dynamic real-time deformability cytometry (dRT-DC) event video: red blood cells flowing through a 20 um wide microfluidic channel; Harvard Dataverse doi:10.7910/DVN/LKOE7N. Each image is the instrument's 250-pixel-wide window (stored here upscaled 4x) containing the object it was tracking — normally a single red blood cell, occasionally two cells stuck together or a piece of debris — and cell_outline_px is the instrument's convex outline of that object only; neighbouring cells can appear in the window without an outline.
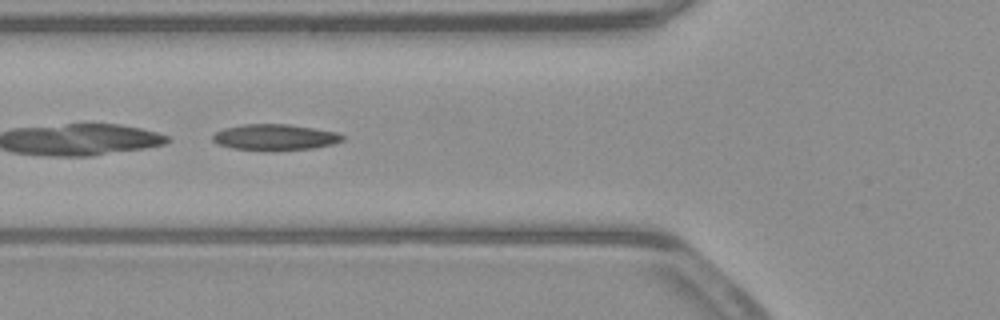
{"species": "common noctule bat (a hibernating species)", "species_latin": "Nyctalus noctula", "temperature_condition": "warm", "stored_images_in_passage": 38, "camera_frame_rate_fps": 3000, "um_per_image_px": 0.085, "animal": {"sex": "male", "body_mass_g": 23.1, "forearm_length_mm": 52.7}, "frame": {"image": 1, "passage_image": 6, "time_ms": 1.667, "image_size_px": [1000, 320], "cell_outline_px": [[344, 140], [332, 144], [312, 148], [272, 152], [232, 148], [216, 144], [212, 140], [212, 136], [216, 132], [224, 128], [244, 124], [288, 124], [336, 132], [344, 136]], "centroid_in_image_um": [23.33, 11.68], "position_along_channel_um": 102.5, "area_um2": 19.94}}
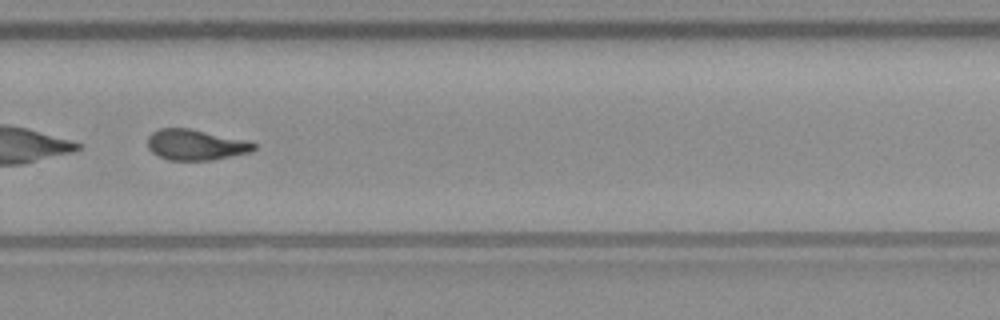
{"frame": {"image": 2, "passage_image": 22, "time_ms": 7.0, "image_size_px": [1000, 320], "cell_outline_px": [[256, 148], [248, 152], [212, 160], [168, 160], [152, 152], [148, 148], [148, 136], [152, 132], [160, 128], [188, 128], [252, 140], [256, 144]], "centroid_in_image_um": [16.66, 12.29], "position_along_channel_um": 313.1, "area_um2": 19.13}, "authors_computed_cell_mechanics": {"area_um2": 19.7676, "velocity_mm_per_s": 3.9519, "shape_relaxation_time_tau1_ms": null, "shape_relaxation_time_tau2_ms": 3.1285, "deformation_change_tau1": null, "deformation_change_tau2": 0.105}}